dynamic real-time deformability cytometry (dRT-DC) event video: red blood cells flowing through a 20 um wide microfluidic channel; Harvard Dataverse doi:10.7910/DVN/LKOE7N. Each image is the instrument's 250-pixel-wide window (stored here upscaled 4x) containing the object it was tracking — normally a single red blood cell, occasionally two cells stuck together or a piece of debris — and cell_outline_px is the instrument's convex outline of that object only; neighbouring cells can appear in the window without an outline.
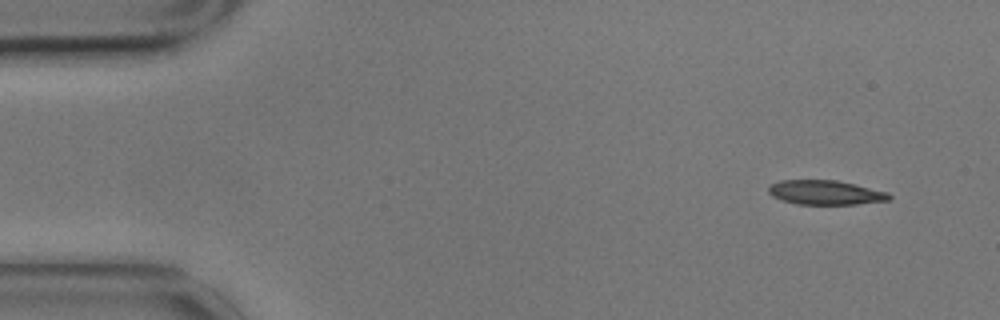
{"species": "common noctule bat (a hibernating species)", "species_latin": "Nyctalus noctula", "temperature_condition": "cold", "stored_images_in_passage": 7, "camera_frame_rate_fps": 3000, "um_per_image_px": 0.085, "animal": {"sex": "male", "body_mass_g": 17.9}, "frame": {"image": 1, "passage_image": 1, "time_ms": 0.0, "image_size_px": [1000, 320], "cell_outline_px": [[892, 196], [888, 200], [856, 204], [796, 204], [772, 196], [768, 192], [768, 188], [772, 184], [780, 180], [836, 180], [856, 184], [888, 192]], "centroid_in_image_um": [70.17, 16.36], "position_along_channel_um": 14.8, "area_um2": 17.05}}
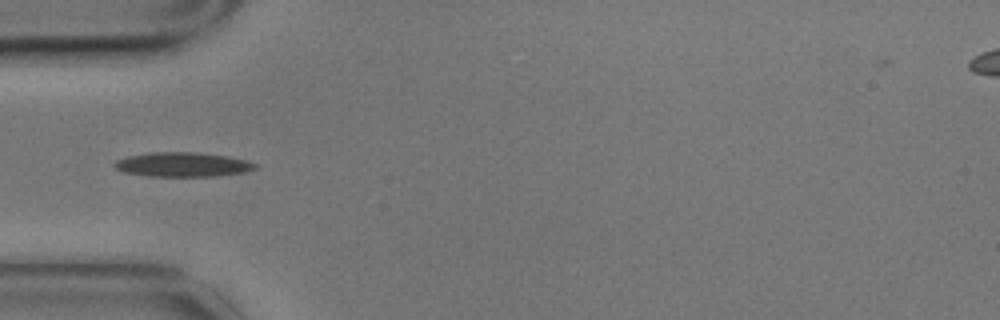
{"frame": {"image": 2, "passage_image": 4, "time_ms": 1.0, "image_size_px": [1000, 320], "cell_outline_px": [[256, 168], [244, 172], [212, 176], [152, 176], [124, 172], [116, 168], [112, 164], [116, 160], [128, 156], [152, 152], [196, 152], [224, 156], [244, 160], [256, 164]], "centroid_in_image_um": [15.47, 13.98], "position_along_channel_um": 69.5, "area_um2": 19.65}}